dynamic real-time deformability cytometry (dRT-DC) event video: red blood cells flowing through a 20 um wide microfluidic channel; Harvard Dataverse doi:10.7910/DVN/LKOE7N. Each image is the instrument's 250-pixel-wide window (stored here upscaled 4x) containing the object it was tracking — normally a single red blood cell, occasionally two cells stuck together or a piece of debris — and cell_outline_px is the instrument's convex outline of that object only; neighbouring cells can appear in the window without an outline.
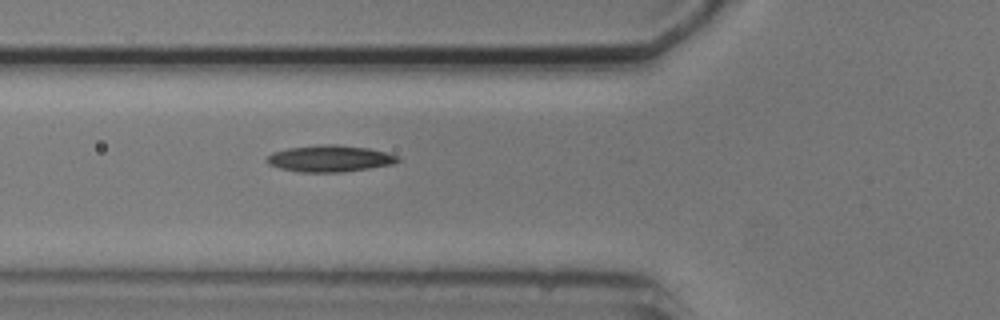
{"species": "common noctule bat (a hibernating species)", "species_latin": "Nyctalus noctula", "temperature_condition": "cold", "stored_images_in_passage": 3, "camera_frame_rate_fps": 3000, "um_per_image_px": 0.085, "animal": {"sex": "male", "body_mass_g": 20.5, "forearm_length_mm": 52.5}, "frame": {"image": 1, "passage_image": 3, "time_ms": 2.333, "image_size_px": [1000, 320], "cell_outline_px": [[400, 160], [392, 164], [344, 172], [296, 172], [280, 168], [268, 164], [264, 160], [272, 152], [288, 148], [320, 144], [336, 144], [368, 148], [400, 156]], "centroid_in_image_um": [28.0, 13.47], "position_along_channel_um": 97.8, "area_um2": 20.35}}